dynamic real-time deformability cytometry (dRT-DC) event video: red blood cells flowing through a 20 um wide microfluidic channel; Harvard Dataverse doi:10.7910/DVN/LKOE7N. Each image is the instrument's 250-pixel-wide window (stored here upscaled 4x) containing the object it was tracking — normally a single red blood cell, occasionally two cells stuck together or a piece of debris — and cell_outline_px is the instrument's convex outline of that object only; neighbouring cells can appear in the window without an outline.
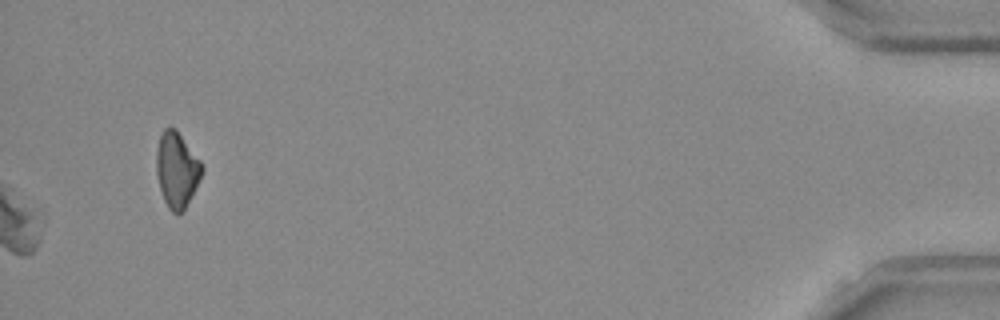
{"species": "Egyptian fruit bat (a non-hibernating species)", "species_latin": "Rousettus aegyptiacus", "temperature_condition": "room temperature", "stored_images_in_passage": 52, "camera_frame_rate_fps": 3000, "um_per_image_px": 0.085, "frame": {"image": 1, "passage_image": 52, "time_ms": 17.0, "image_size_px": [1000, 320], "cell_outline_px": [[204, 172], [184, 212], [172, 212], [168, 208], [164, 200], [160, 188], [156, 172], [156, 152], [160, 136], [164, 128], [176, 128], [204, 164]], "centroid_in_image_um": [15.06, 14.43], "position_along_channel_um": 420.1, "area_um2": 20.29}}